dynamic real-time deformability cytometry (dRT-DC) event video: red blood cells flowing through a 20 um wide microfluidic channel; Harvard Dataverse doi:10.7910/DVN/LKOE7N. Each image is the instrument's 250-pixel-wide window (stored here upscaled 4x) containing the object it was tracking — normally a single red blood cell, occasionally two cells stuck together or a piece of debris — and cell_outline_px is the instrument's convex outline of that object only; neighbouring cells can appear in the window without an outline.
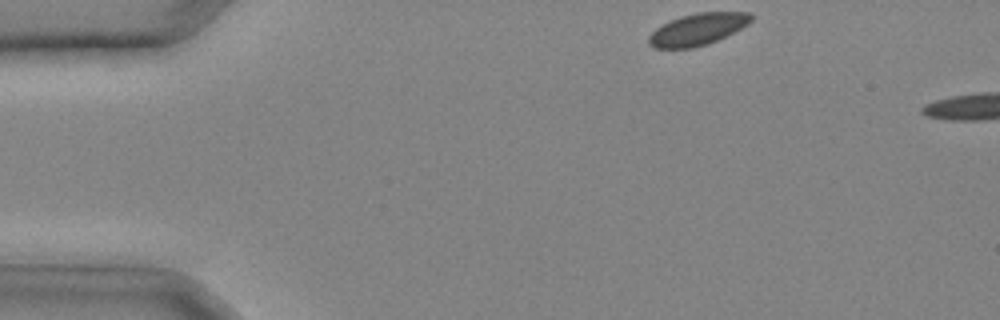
{"species": "common noctule bat (a hibernating species)", "species_latin": "Nyctalus noctula", "temperature_condition": "cold", "stored_images_in_passage": 4, "camera_frame_rate_fps": 3000, "um_per_image_px": 0.085, "animal": {"sex": "male", "body_mass_g": 20.4}, "frame": {"image": 1, "passage_image": 1, "time_ms": 0.0, "image_size_px": [1000, 320], "cell_outline_px": [[752, 20], [748, 24], [708, 44], [692, 48], [652, 48], [648, 44], [648, 36], [656, 28], [680, 16], [700, 12], [752, 12]], "centroid_in_image_um": [59.28, 2.49], "position_along_channel_um": 25.7, "area_um2": 18.79}}